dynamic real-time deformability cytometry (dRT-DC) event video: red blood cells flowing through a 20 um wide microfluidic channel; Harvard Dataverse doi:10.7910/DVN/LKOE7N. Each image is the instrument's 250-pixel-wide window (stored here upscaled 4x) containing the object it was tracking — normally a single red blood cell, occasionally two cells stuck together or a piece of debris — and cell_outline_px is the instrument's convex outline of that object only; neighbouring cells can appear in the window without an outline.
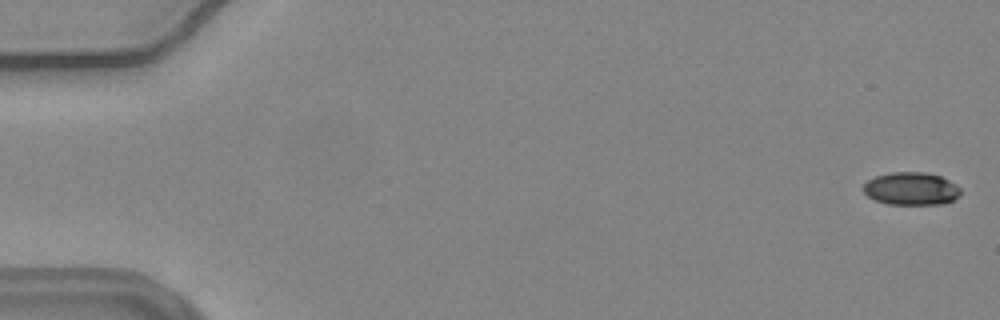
{"species": "common noctule bat (a hibernating species)", "species_latin": "Nyctalus noctula", "temperature_condition": "warm", "stored_images_in_passage": 57, "camera_frame_rate_fps": 3000, "um_per_image_px": 0.085, "animal": {"sex": "female", "body_mass_g": 24.6, "forearm_length_mm": 56.2}, "frame": {"image": 1, "passage_image": 2, "time_ms": 0.333, "image_size_px": [1000, 320], "cell_outline_px": [[960, 196], [944, 204], [888, 204], [876, 200], [868, 196], [864, 192], [864, 184], [868, 180], [876, 176], [892, 172], [924, 172], [940, 176], [956, 184], [960, 188]], "centroid_in_image_um": [77.47, 16.04], "position_along_channel_um": 7.5, "area_um2": 18.5}}
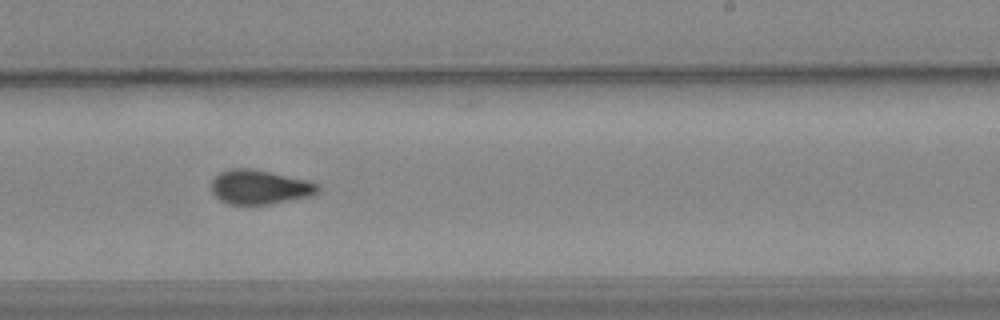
{"frame": {"image": 2, "passage_image": 36, "time_ms": 11.667, "image_size_px": [1000, 320], "cell_outline_px": [[320, 192], [312, 196], [272, 204], [228, 204], [220, 200], [212, 192], [212, 180], [220, 172], [232, 168], [248, 168], [308, 180], [320, 184]], "centroid_in_image_um": [22.12, 15.91], "position_along_channel_um": 266.9, "area_um2": 21.33}}
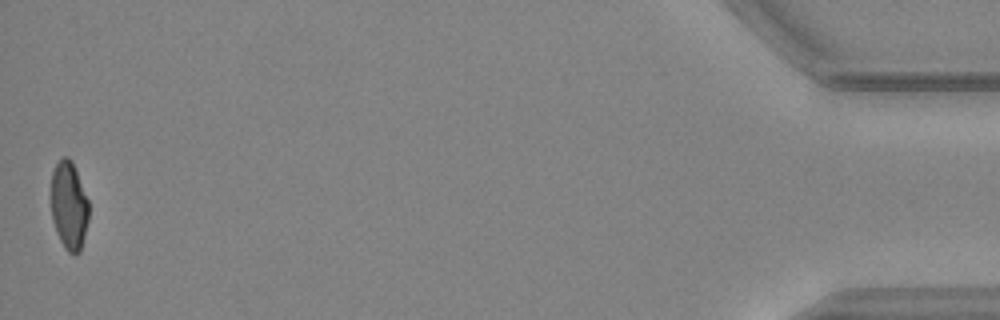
{"frame": {"image": 3, "passage_image": 57, "time_ms": 18.667, "image_size_px": [1000, 320], "cell_outline_px": [[88, 220], [80, 252], [76, 256], [68, 252], [64, 248], [56, 232], [52, 220], [52, 172], [56, 164], [64, 156], [68, 156], [72, 160], [88, 200]], "centroid_in_image_um": [5.87, 17.5], "position_along_channel_um": 429.3, "area_um2": 19.31}, "authors_computed_cell_mechanics": {"area_um2": 20.9236, "velocity_mm_per_s": 3.6819, "shape_relaxation_time_tau1_ms": null, "shape_relaxation_time_tau2_ms": 2.0242, "deformation_change_tau1": null, "deformation_change_tau2": 0.0672}}